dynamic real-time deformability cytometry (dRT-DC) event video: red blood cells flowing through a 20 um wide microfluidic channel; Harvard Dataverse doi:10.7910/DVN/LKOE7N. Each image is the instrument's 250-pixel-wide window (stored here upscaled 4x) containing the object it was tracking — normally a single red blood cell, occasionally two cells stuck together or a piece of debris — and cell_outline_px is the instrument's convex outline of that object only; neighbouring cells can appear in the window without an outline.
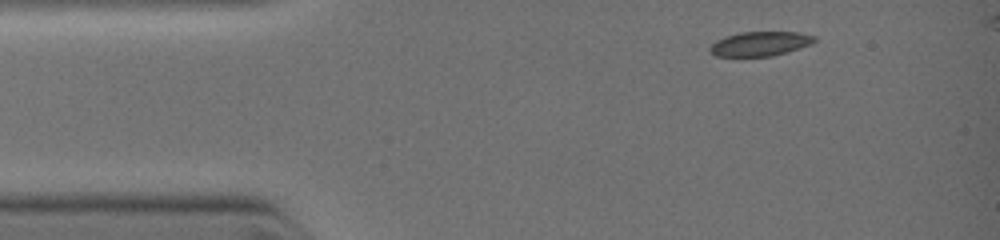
{"species": "common noctule bat (a hibernating species)", "species_latin": "Nyctalus noctula", "temperature_condition": "warm", "stored_images_in_passage": 6, "camera_frame_rate_fps": 3000, "um_per_image_px": 0.085, "animal": {"sex": "female", "body_mass_g": 19.0, "forearm_length_mm": 51.5}, "frame": {"image": 1, "passage_image": 1, "time_ms": 0.0, "image_size_px": [1000, 240], "cell_outline_px": [[816, 40], [812, 44], [772, 56], [716, 56], [708, 48], [712, 44], [728, 36], [740, 32], [796, 32], [816, 36]], "centroid_in_image_um": [64.65, 3.72], "position_along_channel_um": 20.3, "area_um2": 14.57}}
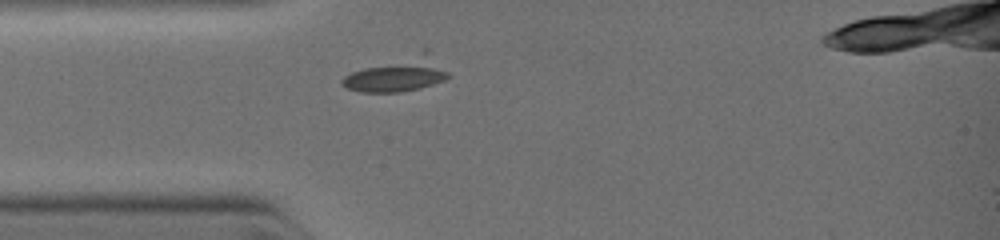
{"frame": {"image": 2, "passage_image": 5, "time_ms": 1.667, "image_size_px": [1000, 240], "cell_outline_px": [[448, 76], [444, 80], [432, 84], [400, 92], [360, 92], [348, 88], [340, 84], [340, 80], [344, 76], [352, 72], [424, 44], [428, 48], [448, 72]], "centroid_in_image_um": [33.84, 6.2], "position_along_channel_um": 51.2, "area_um2": 22.37}}